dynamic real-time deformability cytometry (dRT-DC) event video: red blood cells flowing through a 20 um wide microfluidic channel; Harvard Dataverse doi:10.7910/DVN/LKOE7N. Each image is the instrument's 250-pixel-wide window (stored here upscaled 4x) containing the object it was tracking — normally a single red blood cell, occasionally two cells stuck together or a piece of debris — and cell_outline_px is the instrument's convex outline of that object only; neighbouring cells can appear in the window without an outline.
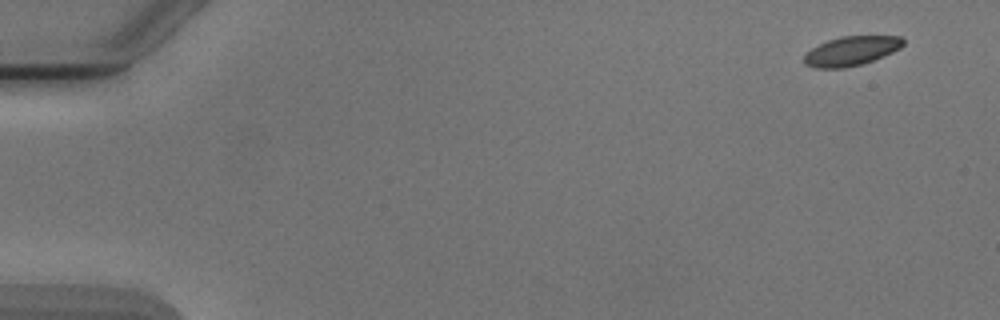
{"species": "Egyptian fruit bat (a non-hibernating species)", "species_latin": "Rousettus aegyptiacus", "temperature_condition": "cold", "stored_images_in_passage": 5, "camera_frame_rate_fps": 3000, "um_per_image_px": 0.085, "animal": {"sex": "male"}, "frame": {"image": 1, "passage_image": 1, "time_ms": 0.0, "image_size_px": [1000, 320], "cell_outline_px": [[904, 44], [900, 48], [892, 52], [872, 60], [860, 64], [844, 68], [816, 68], [804, 64], [804, 56], [812, 48], [828, 40], [840, 36], [900, 36], [904, 40]], "centroid_in_image_um": [72.35, 4.33], "position_along_channel_um": 12.6, "area_um2": 16.7}}